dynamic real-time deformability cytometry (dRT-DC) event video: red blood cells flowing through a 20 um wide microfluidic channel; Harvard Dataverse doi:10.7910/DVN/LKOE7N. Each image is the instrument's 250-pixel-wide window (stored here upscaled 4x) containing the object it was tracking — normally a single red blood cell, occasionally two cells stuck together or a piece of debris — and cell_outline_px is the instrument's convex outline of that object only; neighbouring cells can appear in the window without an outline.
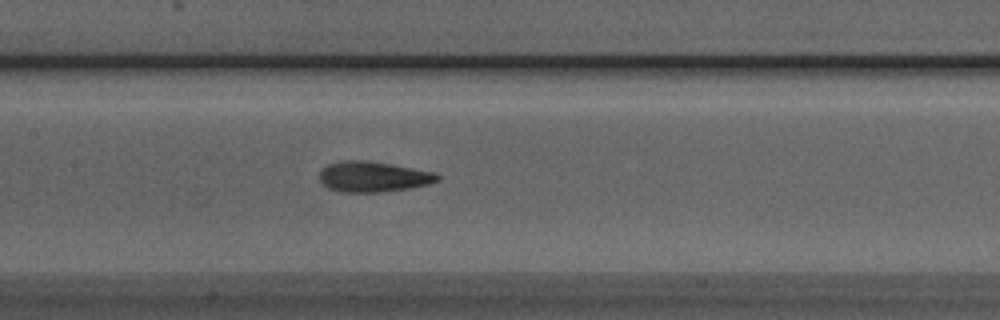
{"species": "Egyptian fruit bat (a non-hibernating species)", "species_latin": "Rousettus aegyptiacus", "temperature_condition": "room temperature", "stored_images_in_passage": 36, "camera_frame_rate_fps": 3000, "um_per_image_px": 0.085, "animal": {"sex": "male"}, "frame": {"image": 1, "passage_image": 18, "time_ms": 5.667, "image_size_px": [1000, 320], "cell_outline_px": [[440, 180], [428, 184], [408, 188], [380, 192], [340, 192], [328, 188], [320, 180], [320, 168], [328, 164], [340, 160], [372, 160], [436, 172], [440, 176]], "centroid_in_image_um": [31.72, 15.0], "position_along_channel_um": 175.7, "area_um2": 21.27}}
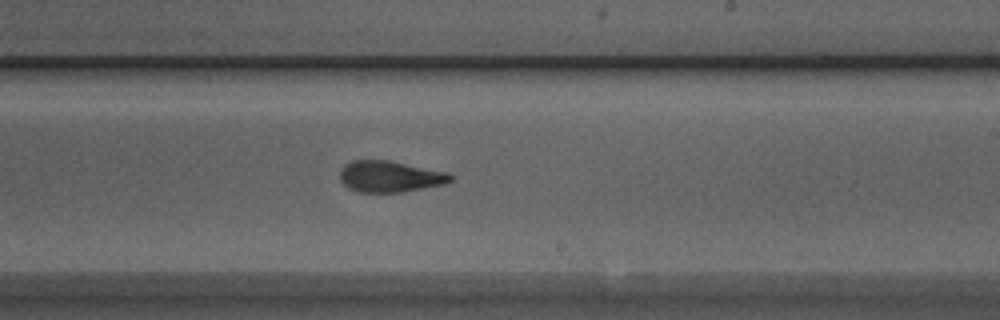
{"frame": {"image": 2, "passage_image": 24, "time_ms": 7.667, "image_size_px": [1000, 320], "cell_outline_px": [[452, 180], [444, 184], [424, 188], [400, 192], [360, 192], [348, 188], [340, 180], [340, 168], [344, 164], [352, 160], [388, 160], [448, 172], [452, 176]], "centroid_in_image_um": [33.12, 14.99], "position_along_channel_um": 255.9, "area_um2": 20.17}}
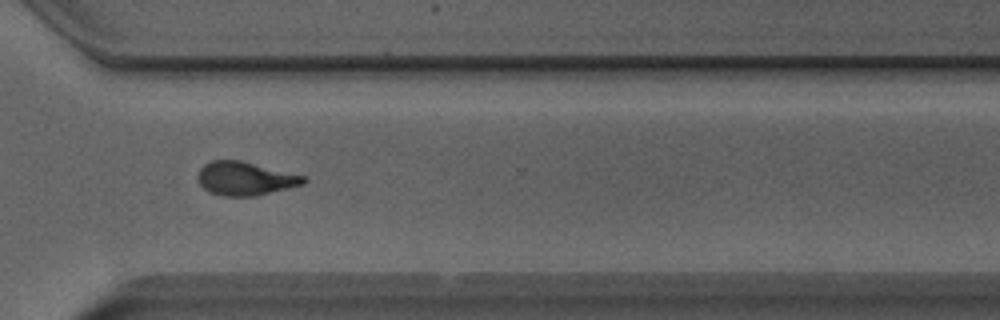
{"frame": {"image": 3, "passage_image": 31, "time_ms": 10.0, "image_size_px": [1000, 320], "cell_outline_px": [[308, 180], [304, 184], [256, 196], [220, 196], [208, 192], [200, 184], [196, 176], [200, 168], [204, 164], [212, 160], [240, 160], [304, 176]], "centroid_in_image_um": [20.8, 15.18], "position_along_channel_um": 349.8, "area_um2": 20.69}}